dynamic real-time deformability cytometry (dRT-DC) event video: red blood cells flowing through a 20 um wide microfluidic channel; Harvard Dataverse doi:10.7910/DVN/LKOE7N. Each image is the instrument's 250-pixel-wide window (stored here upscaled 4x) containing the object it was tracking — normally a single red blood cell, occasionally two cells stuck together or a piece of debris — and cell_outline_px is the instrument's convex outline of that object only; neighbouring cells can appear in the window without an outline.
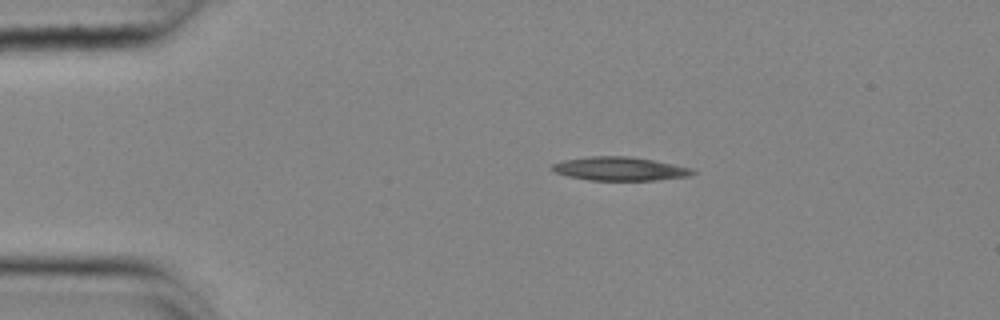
{"species": "common noctule bat (a hibernating species)", "species_latin": "Nyctalus noctula", "temperature_condition": "cold", "stored_images_in_passage": 45, "camera_frame_rate_fps": 3000, "um_per_image_px": 0.085, "animal": {"sex": "female", "body_mass_g": 25.1}, "frame": {"image": 1, "passage_image": 1, "time_ms": 0.0, "image_size_px": [1000, 320], "cell_outline_px": [[696, 172], [688, 176], [652, 180], [588, 180], [568, 176], [556, 172], [548, 168], [552, 164], [564, 160], [592, 156], [628, 156], [652, 160], [692, 168]], "centroid_in_image_um": [52.64, 14.34], "position_along_channel_um": 32.4, "area_um2": 19.13}}
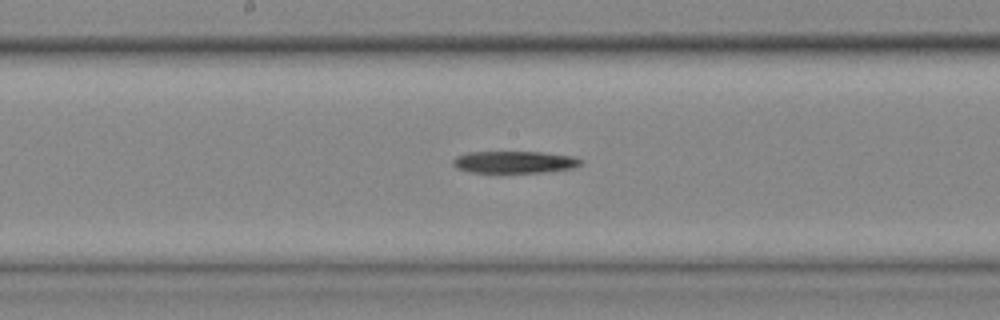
{"frame": {"image": 2, "passage_image": 19, "time_ms": 6.0, "image_size_px": [1000, 320], "cell_outline_px": [[584, 164], [576, 168], [544, 172], [468, 172], [456, 168], [452, 164], [452, 160], [456, 156], [468, 152], [544, 152], [576, 156], [584, 160]], "centroid_in_image_um": [43.8, 13.77], "position_along_channel_um": 204.4, "area_um2": 16.76}}
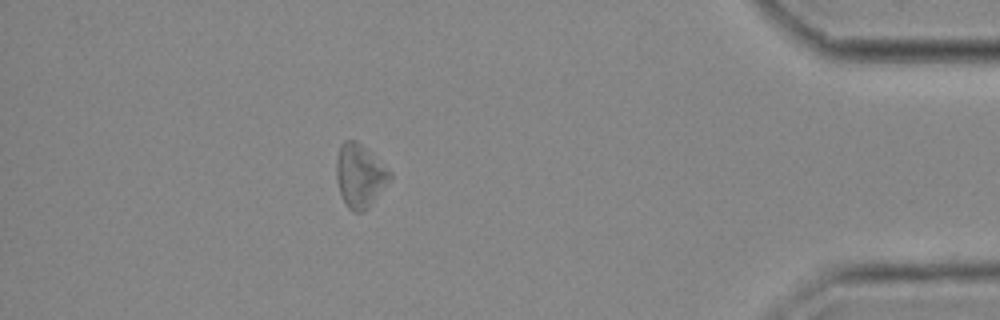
{"frame": {"image": 3, "passage_image": 39, "time_ms": 12.667, "image_size_px": [1000, 320], "cell_outline_px": [[392, 176], [368, 208], [360, 212], [352, 212], [348, 208], [340, 192], [336, 176], [336, 160], [340, 148], [344, 140], [356, 140], [368, 148], [392, 172]], "centroid_in_image_um": [30.59, 14.9], "position_along_channel_um": 404.6, "area_um2": 19.65}}